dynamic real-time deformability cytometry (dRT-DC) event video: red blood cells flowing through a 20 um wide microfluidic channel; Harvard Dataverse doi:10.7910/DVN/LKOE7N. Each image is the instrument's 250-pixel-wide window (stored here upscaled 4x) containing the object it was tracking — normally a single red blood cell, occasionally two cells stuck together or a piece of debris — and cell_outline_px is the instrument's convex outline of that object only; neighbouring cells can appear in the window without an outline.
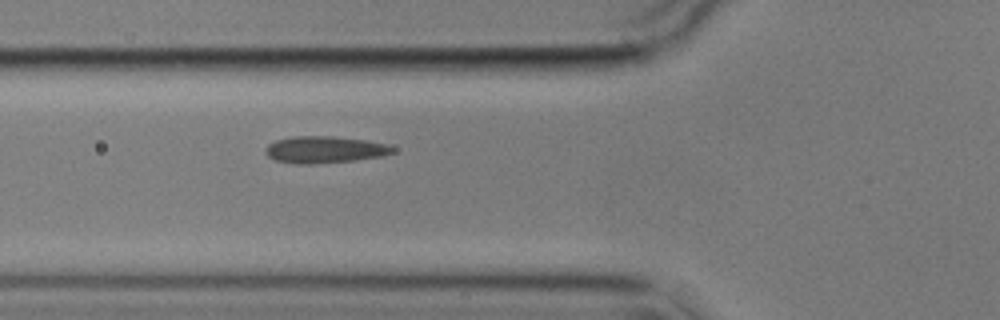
{"species": "common noctule bat (a hibernating species)", "species_latin": "Nyctalus noctula", "temperature_condition": "cold", "stored_images_in_passage": 5, "camera_frame_rate_fps": 3000, "um_per_image_px": 0.085, "animal": {"sex": "male", "body_mass_g": 17.9}, "frame": {"image": 1, "passage_image": 5, "time_ms": 4.667, "image_size_px": [1000, 320], "cell_outline_px": [[396, 148], [392, 152], [384, 156], [356, 160], [312, 164], [304, 164], [276, 160], [268, 156], [264, 152], [264, 148], [268, 144], [276, 140], [292, 136], [332, 136], [364, 140], [388, 144]], "centroid_in_image_um": [27.6, 12.71], "position_along_channel_um": 98.2, "area_um2": 19.88}}